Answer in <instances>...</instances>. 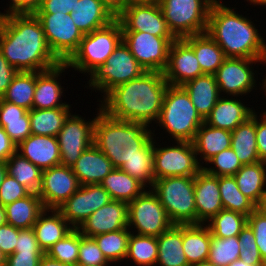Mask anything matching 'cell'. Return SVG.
Segmentation results:
<instances>
[{"mask_svg":"<svg viewBox=\"0 0 266 266\" xmlns=\"http://www.w3.org/2000/svg\"><path fill=\"white\" fill-rule=\"evenodd\" d=\"M158 139L159 137L157 136L153 137V171L155 179L174 176L195 177L202 170L192 142L171 141L172 146H169V143L165 141L166 146H163L157 142H161V139Z\"/></svg>","mask_w":266,"mask_h":266,"instance_id":"30bf717a","label":"cell"},{"mask_svg":"<svg viewBox=\"0 0 266 266\" xmlns=\"http://www.w3.org/2000/svg\"><path fill=\"white\" fill-rule=\"evenodd\" d=\"M258 209L266 216V198L259 204Z\"/></svg>","mask_w":266,"mask_h":266,"instance_id":"753ad0ef","label":"cell"},{"mask_svg":"<svg viewBox=\"0 0 266 266\" xmlns=\"http://www.w3.org/2000/svg\"><path fill=\"white\" fill-rule=\"evenodd\" d=\"M145 72L129 48L121 41L105 63L98 65L87 75L89 86L86 85L85 88L101 94L100 98H97L99 102L101 97L103 98L114 87L139 78Z\"/></svg>","mask_w":266,"mask_h":266,"instance_id":"ba28073f","label":"cell"},{"mask_svg":"<svg viewBox=\"0 0 266 266\" xmlns=\"http://www.w3.org/2000/svg\"><path fill=\"white\" fill-rule=\"evenodd\" d=\"M111 200L101 184L81 185L58 210L74 229H78L93 212Z\"/></svg>","mask_w":266,"mask_h":266,"instance_id":"2e32d148","label":"cell"},{"mask_svg":"<svg viewBox=\"0 0 266 266\" xmlns=\"http://www.w3.org/2000/svg\"><path fill=\"white\" fill-rule=\"evenodd\" d=\"M96 116L86 119L71 113L56 138L59 143L61 165L73 166L81 154L93 145Z\"/></svg>","mask_w":266,"mask_h":266,"instance_id":"9a60e30c","label":"cell"},{"mask_svg":"<svg viewBox=\"0 0 266 266\" xmlns=\"http://www.w3.org/2000/svg\"><path fill=\"white\" fill-rule=\"evenodd\" d=\"M240 243L238 236L218 238L212 235L208 261L216 266H228L239 259Z\"/></svg>","mask_w":266,"mask_h":266,"instance_id":"f6af8a7d","label":"cell"},{"mask_svg":"<svg viewBox=\"0 0 266 266\" xmlns=\"http://www.w3.org/2000/svg\"><path fill=\"white\" fill-rule=\"evenodd\" d=\"M173 225L151 188H146L128 203V229L131 233L158 237Z\"/></svg>","mask_w":266,"mask_h":266,"instance_id":"8fae6325","label":"cell"},{"mask_svg":"<svg viewBox=\"0 0 266 266\" xmlns=\"http://www.w3.org/2000/svg\"><path fill=\"white\" fill-rule=\"evenodd\" d=\"M6 222V214H5V207L0 204V226L5 225Z\"/></svg>","mask_w":266,"mask_h":266,"instance_id":"89a4df30","label":"cell"},{"mask_svg":"<svg viewBox=\"0 0 266 266\" xmlns=\"http://www.w3.org/2000/svg\"><path fill=\"white\" fill-rule=\"evenodd\" d=\"M70 15L83 35L105 27L116 19L99 0H79Z\"/></svg>","mask_w":266,"mask_h":266,"instance_id":"4316f807","label":"cell"},{"mask_svg":"<svg viewBox=\"0 0 266 266\" xmlns=\"http://www.w3.org/2000/svg\"><path fill=\"white\" fill-rule=\"evenodd\" d=\"M212 234L206 224L183 225V250L189 264L206 261Z\"/></svg>","mask_w":266,"mask_h":266,"instance_id":"e575fe53","label":"cell"},{"mask_svg":"<svg viewBox=\"0 0 266 266\" xmlns=\"http://www.w3.org/2000/svg\"><path fill=\"white\" fill-rule=\"evenodd\" d=\"M131 231L128 228L94 236L99 249L112 264L126 260L128 240ZM118 262V263H117Z\"/></svg>","mask_w":266,"mask_h":266,"instance_id":"7bdbcfd3","label":"cell"},{"mask_svg":"<svg viewBox=\"0 0 266 266\" xmlns=\"http://www.w3.org/2000/svg\"><path fill=\"white\" fill-rule=\"evenodd\" d=\"M7 175V165L6 162L0 161V186L3 183L5 176Z\"/></svg>","mask_w":266,"mask_h":266,"instance_id":"003e7915","label":"cell"},{"mask_svg":"<svg viewBox=\"0 0 266 266\" xmlns=\"http://www.w3.org/2000/svg\"><path fill=\"white\" fill-rule=\"evenodd\" d=\"M8 3L5 13H34L41 0H10Z\"/></svg>","mask_w":266,"mask_h":266,"instance_id":"94428289","label":"cell"},{"mask_svg":"<svg viewBox=\"0 0 266 266\" xmlns=\"http://www.w3.org/2000/svg\"><path fill=\"white\" fill-rule=\"evenodd\" d=\"M256 142L260 161L266 162V117L259 111L256 112Z\"/></svg>","mask_w":266,"mask_h":266,"instance_id":"680465c9","label":"cell"},{"mask_svg":"<svg viewBox=\"0 0 266 266\" xmlns=\"http://www.w3.org/2000/svg\"><path fill=\"white\" fill-rule=\"evenodd\" d=\"M151 190L157 195L174 225L197 224L194 177L155 179Z\"/></svg>","mask_w":266,"mask_h":266,"instance_id":"8992f818","label":"cell"},{"mask_svg":"<svg viewBox=\"0 0 266 266\" xmlns=\"http://www.w3.org/2000/svg\"><path fill=\"white\" fill-rule=\"evenodd\" d=\"M125 228H128V203L111 200L93 212L78 230L84 236L94 237Z\"/></svg>","mask_w":266,"mask_h":266,"instance_id":"44dd1931","label":"cell"},{"mask_svg":"<svg viewBox=\"0 0 266 266\" xmlns=\"http://www.w3.org/2000/svg\"><path fill=\"white\" fill-rule=\"evenodd\" d=\"M35 85L36 72L18 71L1 98L29 111L32 109Z\"/></svg>","mask_w":266,"mask_h":266,"instance_id":"f35d334b","label":"cell"},{"mask_svg":"<svg viewBox=\"0 0 266 266\" xmlns=\"http://www.w3.org/2000/svg\"><path fill=\"white\" fill-rule=\"evenodd\" d=\"M17 72L0 52V98L5 94Z\"/></svg>","mask_w":266,"mask_h":266,"instance_id":"91938a15","label":"cell"},{"mask_svg":"<svg viewBox=\"0 0 266 266\" xmlns=\"http://www.w3.org/2000/svg\"><path fill=\"white\" fill-rule=\"evenodd\" d=\"M16 147L4 129L0 127V161L6 162L16 152Z\"/></svg>","mask_w":266,"mask_h":266,"instance_id":"6125c7cd","label":"cell"},{"mask_svg":"<svg viewBox=\"0 0 266 266\" xmlns=\"http://www.w3.org/2000/svg\"><path fill=\"white\" fill-rule=\"evenodd\" d=\"M175 37H158L148 32L122 31V41L146 72L163 73Z\"/></svg>","mask_w":266,"mask_h":266,"instance_id":"5bb4252c","label":"cell"},{"mask_svg":"<svg viewBox=\"0 0 266 266\" xmlns=\"http://www.w3.org/2000/svg\"><path fill=\"white\" fill-rule=\"evenodd\" d=\"M72 107L29 110L31 132L34 135L57 136L65 120L72 113Z\"/></svg>","mask_w":266,"mask_h":266,"instance_id":"74e56055","label":"cell"},{"mask_svg":"<svg viewBox=\"0 0 266 266\" xmlns=\"http://www.w3.org/2000/svg\"><path fill=\"white\" fill-rule=\"evenodd\" d=\"M70 69L65 62L44 71L36 72V85L32 109H54L57 107H71L62 100L66 89L62 86L61 76H65ZM65 72V73H64ZM65 89V90H64Z\"/></svg>","mask_w":266,"mask_h":266,"instance_id":"d6986e66","label":"cell"},{"mask_svg":"<svg viewBox=\"0 0 266 266\" xmlns=\"http://www.w3.org/2000/svg\"><path fill=\"white\" fill-rule=\"evenodd\" d=\"M122 31L148 32L158 37H174L168 29L159 4H130L116 17Z\"/></svg>","mask_w":266,"mask_h":266,"instance_id":"ac0fdd59","label":"cell"},{"mask_svg":"<svg viewBox=\"0 0 266 266\" xmlns=\"http://www.w3.org/2000/svg\"><path fill=\"white\" fill-rule=\"evenodd\" d=\"M204 119L197 112L190 100L189 95L182 86L168 85L164 95L163 105L156 121L155 128H152L153 136L157 126L163 129L168 136L167 140L192 142Z\"/></svg>","mask_w":266,"mask_h":266,"instance_id":"5b68a950","label":"cell"},{"mask_svg":"<svg viewBox=\"0 0 266 266\" xmlns=\"http://www.w3.org/2000/svg\"><path fill=\"white\" fill-rule=\"evenodd\" d=\"M262 82V85H261V91L263 90L264 91V94L262 93V95H264V97L266 96V78L264 77L263 80H261ZM262 114L266 117V111H262Z\"/></svg>","mask_w":266,"mask_h":266,"instance_id":"8c879c8a","label":"cell"},{"mask_svg":"<svg viewBox=\"0 0 266 266\" xmlns=\"http://www.w3.org/2000/svg\"><path fill=\"white\" fill-rule=\"evenodd\" d=\"M192 144L199 164L204 166V162L214 155L231 148V132L204 122L196 132Z\"/></svg>","mask_w":266,"mask_h":266,"instance_id":"83f0119b","label":"cell"},{"mask_svg":"<svg viewBox=\"0 0 266 266\" xmlns=\"http://www.w3.org/2000/svg\"><path fill=\"white\" fill-rule=\"evenodd\" d=\"M79 0H41L40 6L34 13H64L69 14L75 9Z\"/></svg>","mask_w":266,"mask_h":266,"instance_id":"db71d44e","label":"cell"},{"mask_svg":"<svg viewBox=\"0 0 266 266\" xmlns=\"http://www.w3.org/2000/svg\"><path fill=\"white\" fill-rule=\"evenodd\" d=\"M80 186L71 167L60 164L42 171L38 196L45 209H58Z\"/></svg>","mask_w":266,"mask_h":266,"instance_id":"e0dca14e","label":"cell"},{"mask_svg":"<svg viewBox=\"0 0 266 266\" xmlns=\"http://www.w3.org/2000/svg\"><path fill=\"white\" fill-rule=\"evenodd\" d=\"M245 1H247V3L249 2L248 5H252V6L254 5V6H257V7L258 6L264 7L265 6L264 8L266 9V0H244V2Z\"/></svg>","mask_w":266,"mask_h":266,"instance_id":"a7ac6f4b","label":"cell"},{"mask_svg":"<svg viewBox=\"0 0 266 266\" xmlns=\"http://www.w3.org/2000/svg\"><path fill=\"white\" fill-rule=\"evenodd\" d=\"M247 224L254 232L258 250L266 265V216L257 208L247 217Z\"/></svg>","mask_w":266,"mask_h":266,"instance_id":"f5cc1de1","label":"cell"},{"mask_svg":"<svg viewBox=\"0 0 266 266\" xmlns=\"http://www.w3.org/2000/svg\"><path fill=\"white\" fill-rule=\"evenodd\" d=\"M231 148L242 165L260 161L256 142V111L231 132Z\"/></svg>","mask_w":266,"mask_h":266,"instance_id":"d6a6232c","label":"cell"},{"mask_svg":"<svg viewBox=\"0 0 266 266\" xmlns=\"http://www.w3.org/2000/svg\"><path fill=\"white\" fill-rule=\"evenodd\" d=\"M16 152L42 171L61 164L59 143L55 136L31 134L16 147Z\"/></svg>","mask_w":266,"mask_h":266,"instance_id":"cb8c5ba5","label":"cell"},{"mask_svg":"<svg viewBox=\"0 0 266 266\" xmlns=\"http://www.w3.org/2000/svg\"><path fill=\"white\" fill-rule=\"evenodd\" d=\"M19 228L10 224L0 226V249L8 256L15 251Z\"/></svg>","mask_w":266,"mask_h":266,"instance_id":"9f6ffc18","label":"cell"},{"mask_svg":"<svg viewBox=\"0 0 266 266\" xmlns=\"http://www.w3.org/2000/svg\"><path fill=\"white\" fill-rule=\"evenodd\" d=\"M39 19L48 47L60 62H66L78 49L83 33L69 14L34 13Z\"/></svg>","mask_w":266,"mask_h":266,"instance_id":"4fadbf2b","label":"cell"},{"mask_svg":"<svg viewBox=\"0 0 266 266\" xmlns=\"http://www.w3.org/2000/svg\"><path fill=\"white\" fill-rule=\"evenodd\" d=\"M81 185L100 184L114 169L111 161L94 144L71 166Z\"/></svg>","mask_w":266,"mask_h":266,"instance_id":"d4e9b609","label":"cell"},{"mask_svg":"<svg viewBox=\"0 0 266 266\" xmlns=\"http://www.w3.org/2000/svg\"><path fill=\"white\" fill-rule=\"evenodd\" d=\"M77 266H111V264H102V265H77Z\"/></svg>","mask_w":266,"mask_h":266,"instance_id":"09005b40","label":"cell"},{"mask_svg":"<svg viewBox=\"0 0 266 266\" xmlns=\"http://www.w3.org/2000/svg\"><path fill=\"white\" fill-rule=\"evenodd\" d=\"M189 266H216V265H214L212 262L206 260V261H202L199 263L190 264Z\"/></svg>","mask_w":266,"mask_h":266,"instance_id":"2644e50d","label":"cell"},{"mask_svg":"<svg viewBox=\"0 0 266 266\" xmlns=\"http://www.w3.org/2000/svg\"><path fill=\"white\" fill-rule=\"evenodd\" d=\"M31 191L7 174L0 186V204L6 206L28 196Z\"/></svg>","mask_w":266,"mask_h":266,"instance_id":"816d5d0a","label":"cell"},{"mask_svg":"<svg viewBox=\"0 0 266 266\" xmlns=\"http://www.w3.org/2000/svg\"><path fill=\"white\" fill-rule=\"evenodd\" d=\"M38 266H71V265L64 264L60 261H57V260L49 257L47 254H44L40 258Z\"/></svg>","mask_w":266,"mask_h":266,"instance_id":"e7e4bbea","label":"cell"},{"mask_svg":"<svg viewBox=\"0 0 266 266\" xmlns=\"http://www.w3.org/2000/svg\"><path fill=\"white\" fill-rule=\"evenodd\" d=\"M5 207L6 222L19 229H30L45 209L38 193L18 199Z\"/></svg>","mask_w":266,"mask_h":266,"instance_id":"836d02e7","label":"cell"},{"mask_svg":"<svg viewBox=\"0 0 266 266\" xmlns=\"http://www.w3.org/2000/svg\"><path fill=\"white\" fill-rule=\"evenodd\" d=\"M256 25L235 6L217 3L211 5L206 33L226 57L266 59V41Z\"/></svg>","mask_w":266,"mask_h":266,"instance_id":"3957f363","label":"cell"},{"mask_svg":"<svg viewBox=\"0 0 266 266\" xmlns=\"http://www.w3.org/2000/svg\"><path fill=\"white\" fill-rule=\"evenodd\" d=\"M205 224L215 237L228 238L239 235L247 224V216L232 210L222 209Z\"/></svg>","mask_w":266,"mask_h":266,"instance_id":"ee69618b","label":"cell"},{"mask_svg":"<svg viewBox=\"0 0 266 266\" xmlns=\"http://www.w3.org/2000/svg\"><path fill=\"white\" fill-rule=\"evenodd\" d=\"M80 247V231L73 229L63 239L50 247L45 254L64 264L77 266Z\"/></svg>","mask_w":266,"mask_h":266,"instance_id":"bcb514c9","label":"cell"},{"mask_svg":"<svg viewBox=\"0 0 266 266\" xmlns=\"http://www.w3.org/2000/svg\"><path fill=\"white\" fill-rule=\"evenodd\" d=\"M183 225H173L157 237L156 266H189L183 246Z\"/></svg>","mask_w":266,"mask_h":266,"instance_id":"1f68e13d","label":"cell"},{"mask_svg":"<svg viewBox=\"0 0 266 266\" xmlns=\"http://www.w3.org/2000/svg\"><path fill=\"white\" fill-rule=\"evenodd\" d=\"M158 258L157 237L130 233L126 261L135 266H156Z\"/></svg>","mask_w":266,"mask_h":266,"instance_id":"60d3db41","label":"cell"},{"mask_svg":"<svg viewBox=\"0 0 266 266\" xmlns=\"http://www.w3.org/2000/svg\"><path fill=\"white\" fill-rule=\"evenodd\" d=\"M7 174L14 177L31 192L38 193L41 189L42 170L29 160L15 152L6 161Z\"/></svg>","mask_w":266,"mask_h":266,"instance_id":"ab89813d","label":"cell"},{"mask_svg":"<svg viewBox=\"0 0 266 266\" xmlns=\"http://www.w3.org/2000/svg\"><path fill=\"white\" fill-rule=\"evenodd\" d=\"M228 266H251V265H247L244 261L238 259V260H235L234 262H232Z\"/></svg>","mask_w":266,"mask_h":266,"instance_id":"34e18365","label":"cell"},{"mask_svg":"<svg viewBox=\"0 0 266 266\" xmlns=\"http://www.w3.org/2000/svg\"><path fill=\"white\" fill-rule=\"evenodd\" d=\"M94 124L93 144L111 161L114 168L132 157H153L152 128L143 123L118 120L101 110L100 103Z\"/></svg>","mask_w":266,"mask_h":266,"instance_id":"277c9868","label":"cell"},{"mask_svg":"<svg viewBox=\"0 0 266 266\" xmlns=\"http://www.w3.org/2000/svg\"><path fill=\"white\" fill-rule=\"evenodd\" d=\"M195 207L197 224H205L223 209L219 176L206 173L203 169L194 177Z\"/></svg>","mask_w":266,"mask_h":266,"instance_id":"603a6c76","label":"cell"},{"mask_svg":"<svg viewBox=\"0 0 266 266\" xmlns=\"http://www.w3.org/2000/svg\"><path fill=\"white\" fill-rule=\"evenodd\" d=\"M194 50L195 56L204 74H215L227 58L218 44L207 34L192 35L183 38Z\"/></svg>","mask_w":266,"mask_h":266,"instance_id":"d590c367","label":"cell"},{"mask_svg":"<svg viewBox=\"0 0 266 266\" xmlns=\"http://www.w3.org/2000/svg\"><path fill=\"white\" fill-rule=\"evenodd\" d=\"M7 255L0 249V264H6Z\"/></svg>","mask_w":266,"mask_h":266,"instance_id":"11e5206c","label":"cell"},{"mask_svg":"<svg viewBox=\"0 0 266 266\" xmlns=\"http://www.w3.org/2000/svg\"><path fill=\"white\" fill-rule=\"evenodd\" d=\"M169 85L182 86L204 75L194 50L184 39H175L170 46L168 64L163 72Z\"/></svg>","mask_w":266,"mask_h":266,"instance_id":"ffe728a7","label":"cell"},{"mask_svg":"<svg viewBox=\"0 0 266 266\" xmlns=\"http://www.w3.org/2000/svg\"><path fill=\"white\" fill-rule=\"evenodd\" d=\"M121 41L122 25L116 18L107 26L84 34L78 49L65 63L70 70L86 77L98 65L105 63Z\"/></svg>","mask_w":266,"mask_h":266,"instance_id":"52a82bcc","label":"cell"},{"mask_svg":"<svg viewBox=\"0 0 266 266\" xmlns=\"http://www.w3.org/2000/svg\"><path fill=\"white\" fill-rule=\"evenodd\" d=\"M0 52L17 71H44L60 63L34 13H6L0 30Z\"/></svg>","mask_w":266,"mask_h":266,"instance_id":"6da1fadb","label":"cell"},{"mask_svg":"<svg viewBox=\"0 0 266 266\" xmlns=\"http://www.w3.org/2000/svg\"><path fill=\"white\" fill-rule=\"evenodd\" d=\"M265 60L227 57L214 74L221 96L248 97L251 92L261 91L257 88L262 85L257 84L259 71L254 66L265 65Z\"/></svg>","mask_w":266,"mask_h":266,"instance_id":"7c38bea8","label":"cell"},{"mask_svg":"<svg viewBox=\"0 0 266 266\" xmlns=\"http://www.w3.org/2000/svg\"><path fill=\"white\" fill-rule=\"evenodd\" d=\"M14 252H43L39 247L33 228L19 229Z\"/></svg>","mask_w":266,"mask_h":266,"instance_id":"11a10c76","label":"cell"},{"mask_svg":"<svg viewBox=\"0 0 266 266\" xmlns=\"http://www.w3.org/2000/svg\"><path fill=\"white\" fill-rule=\"evenodd\" d=\"M39 247L44 253L74 228L58 209H44L33 225Z\"/></svg>","mask_w":266,"mask_h":266,"instance_id":"484cf974","label":"cell"},{"mask_svg":"<svg viewBox=\"0 0 266 266\" xmlns=\"http://www.w3.org/2000/svg\"><path fill=\"white\" fill-rule=\"evenodd\" d=\"M210 164V165H209ZM202 169L213 176H233L242 167L237 155L232 148L223 150L222 152L210 158Z\"/></svg>","mask_w":266,"mask_h":266,"instance_id":"7dc6e473","label":"cell"},{"mask_svg":"<svg viewBox=\"0 0 266 266\" xmlns=\"http://www.w3.org/2000/svg\"><path fill=\"white\" fill-rule=\"evenodd\" d=\"M161 0H127L130 4H159Z\"/></svg>","mask_w":266,"mask_h":266,"instance_id":"03108f58","label":"cell"},{"mask_svg":"<svg viewBox=\"0 0 266 266\" xmlns=\"http://www.w3.org/2000/svg\"><path fill=\"white\" fill-rule=\"evenodd\" d=\"M110 263L99 249L93 237L80 233V247L77 265H102Z\"/></svg>","mask_w":266,"mask_h":266,"instance_id":"f907efd6","label":"cell"},{"mask_svg":"<svg viewBox=\"0 0 266 266\" xmlns=\"http://www.w3.org/2000/svg\"><path fill=\"white\" fill-rule=\"evenodd\" d=\"M238 240L240 243L239 260L251 266H266L258 250L254 232L248 224L239 233Z\"/></svg>","mask_w":266,"mask_h":266,"instance_id":"681fc988","label":"cell"},{"mask_svg":"<svg viewBox=\"0 0 266 266\" xmlns=\"http://www.w3.org/2000/svg\"><path fill=\"white\" fill-rule=\"evenodd\" d=\"M107 7L116 17L123 11L127 0H99Z\"/></svg>","mask_w":266,"mask_h":266,"instance_id":"be15d7a7","label":"cell"},{"mask_svg":"<svg viewBox=\"0 0 266 266\" xmlns=\"http://www.w3.org/2000/svg\"><path fill=\"white\" fill-rule=\"evenodd\" d=\"M119 169L136 178L146 188H151L155 180L153 157H132L125 161Z\"/></svg>","mask_w":266,"mask_h":266,"instance_id":"c3c4849f","label":"cell"},{"mask_svg":"<svg viewBox=\"0 0 266 266\" xmlns=\"http://www.w3.org/2000/svg\"><path fill=\"white\" fill-rule=\"evenodd\" d=\"M100 184L109 193L112 200L126 203H130L146 189L136 178L119 168H114Z\"/></svg>","mask_w":266,"mask_h":266,"instance_id":"8d00e7d4","label":"cell"},{"mask_svg":"<svg viewBox=\"0 0 266 266\" xmlns=\"http://www.w3.org/2000/svg\"><path fill=\"white\" fill-rule=\"evenodd\" d=\"M244 101L243 97L221 96L204 122L212 127L232 132L256 111L252 105L245 104L247 102Z\"/></svg>","mask_w":266,"mask_h":266,"instance_id":"7402d4cb","label":"cell"},{"mask_svg":"<svg viewBox=\"0 0 266 266\" xmlns=\"http://www.w3.org/2000/svg\"><path fill=\"white\" fill-rule=\"evenodd\" d=\"M209 0H161L159 6L168 29L176 39L206 33Z\"/></svg>","mask_w":266,"mask_h":266,"instance_id":"9c48e42d","label":"cell"},{"mask_svg":"<svg viewBox=\"0 0 266 266\" xmlns=\"http://www.w3.org/2000/svg\"><path fill=\"white\" fill-rule=\"evenodd\" d=\"M44 252H14L7 256L6 266H38Z\"/></svg>","mask_w":266,"mask_h":266,"instance_id":"6f0895ef","label":"cell"},{"mask_svg":"<svg viewBox=\"0 0 266 266\" xmlns=\"http://www.w3.org/2000/svg\"><path fill=\"white\" fill-rule=\"evenodd\" d=\"M219 189L223 209L232 210L248 217L258 208L239 190L234 176H219Z\"/></svg>","mask_w":266,"mask_h":266,"instance_id":"b9f144b4","label":"cell"},{"mask_svg":"<svg viewBox=\"0 0 266 266\" xmlns=\"http://www.w3.org/2000/svg\"><path fill=\"white\" fill-rule=\"evenodd\" d=\"M0 127L18 146L32 134L29 111L0 98Z\"/></svg>","mask_w":266,"mask_h":266,"instance_id":"4dcf8cb0","label":"cell"},{"mask_svg":"<svg viewBox=\"0 0 266 266\" xmlns=\"http://www.w3.org/2000/svg\"><path fill=\"white\" fill-rule=\"evenodd\" d=\"M212 4H217V3H223L224 1L220 0H209Z\"/></svg>","mask_w":266,"mask_h":266,"instance_id":"b9fcfbb0","label":"cell"},{"mask_svg":"<svg viewBox=\"0 0 266 266\" xmlns=\"http://www.w3.org/2000/svg\"><path fill=\"white\" fill-rule=\"evenodd\" d=\"M6 13L0 11V30L4 21Z\"/></svg>","mask_w":266,"mask_h":266,"instance_id":"2a66077c","label":"cell"},{"mask_svg":"<svg viewBox=\"0 0 266 266\" xmlns=\"http://www.w3.org/2000/svg\"><path fill=\"white\" fill-rule=\"evenodd\" d=\"M168 85L163 73L145 72L110 90L99 101L101 110L115 119L152 128L159 118Z\"/></svg>","mask_w":266,"mask_h":266,"instance_id":"7a4b0ae2","label":"cell"},{"mask_svg":"<svg viewBox=\"0 0 266 266\" xmlns=\"http://www.w3.org/2000/svg\"><path fill=\"white\" fill-rule=\"evenodd\" d=\"M233 176L243 195L258 207L266 198V162L242 165Z\"/></svg>","mask_w":266,"mask_h":266,"instance_id":"f546056e","label":"cell"},{"mask_svg":"<svg viewBox=\"0 0 266 266\" xmlns=\"http://www.w3.org/2000/svg\"><path fill=\"white\" fill-rule=\"evenodd\" d=\"M182 87L186 90L197 112L204 120L221 97L213 74L198 76L186 82Z\"/></svg>","mask_w":266,"mask_h":266,"instance_id":"f1b7e54d","label":"cell"}]
</instances>
